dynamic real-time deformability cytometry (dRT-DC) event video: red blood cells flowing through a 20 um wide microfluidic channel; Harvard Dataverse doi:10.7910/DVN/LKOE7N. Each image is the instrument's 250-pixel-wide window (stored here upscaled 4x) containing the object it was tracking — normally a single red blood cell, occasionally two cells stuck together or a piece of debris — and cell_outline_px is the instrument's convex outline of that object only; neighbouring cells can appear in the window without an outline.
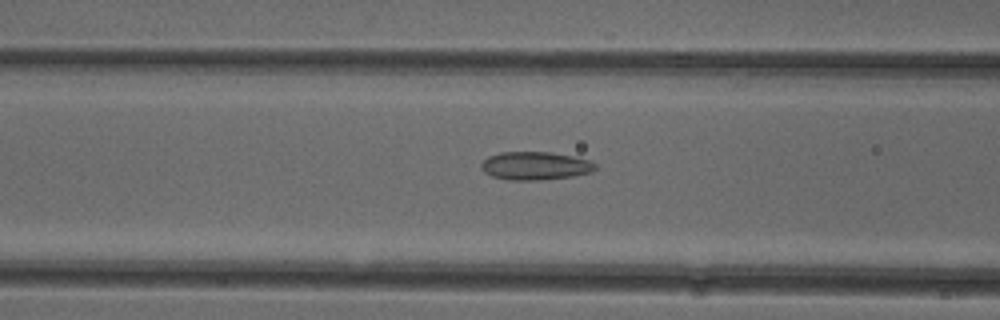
{"species": "common noctule bat (a hibernating species)", "species_latin": "Nyctalus noctula", "temperature_condition": "cold", "stored_images_in_passage": 52, "camera_frame_rate_fps": 3000, "um_per_image_px": 0.085, "animal": {"sex": "female"}, "frame": {"image": 1, "passage_image": 21, "time_ms": 6.667, "image_size_px": [1000, 320], "cell_outline_px": [[596, 168], [592, 172], [572, 176], [540, 180], [508, 180], [492, 176], [484, 172], [480, 168], [480, 164], [488, 156], [500, 152], [552, 152], [592, 160], [596, 164]], "centroid_in_image_um": [45.49, 14.09], "position_along_channel_um": 121.1, "area_um2": 18.9}}
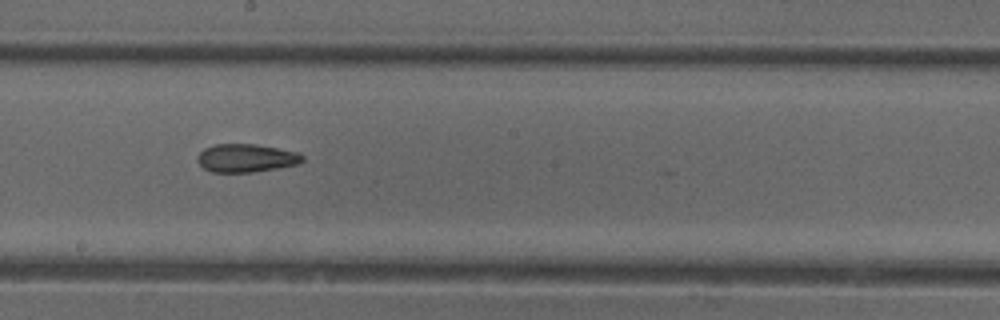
{"frame": {"image": 2, "passage_image": 29, "time_ms": 9.333, "image_size_px": [1000, 320], "cell_outline_px": [[304, 160], [300, 164], [252, 172], [212, 172], [204, 168], [196, 160], [200, 152], [204, 148], [216, 144], [256, 144], [300, 152], [304, 156]], "centroid_in_image_um": [20.96, 13.43], "position_along_channel_um": 227.2, "area_um2": 17.34}}
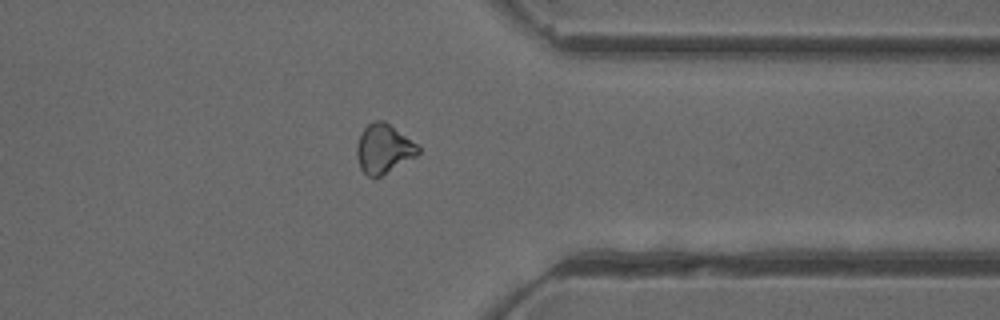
{"frame": {"image": 3, "passage_image": 41, "time_ms": 13.333, "image_size_px": [1000, 320], "cell_outline_px": [[420, 152], [416, 156], [380, 176], [368, 176], [360, 168], [356, 156], [356, 144], [364, 128], [372, 120], [384, 120], [416, 144], [420, 148]], "centroid_in_image_um": [32.58, 12.63], "position_along_channel_um": 378.8, "area_um2": 17.34}, "authors_computed_cell_mechanics": {"area_um2": 17.9469, "velocity_mm_per_s": 3.9784, "shape_relaxation_time_tau1_ms": null, "shape_relaxation_time_tau2_ms": 2.7922, "deformation_change_tau1": null, "deformation_change_tau2": 0.0883}}